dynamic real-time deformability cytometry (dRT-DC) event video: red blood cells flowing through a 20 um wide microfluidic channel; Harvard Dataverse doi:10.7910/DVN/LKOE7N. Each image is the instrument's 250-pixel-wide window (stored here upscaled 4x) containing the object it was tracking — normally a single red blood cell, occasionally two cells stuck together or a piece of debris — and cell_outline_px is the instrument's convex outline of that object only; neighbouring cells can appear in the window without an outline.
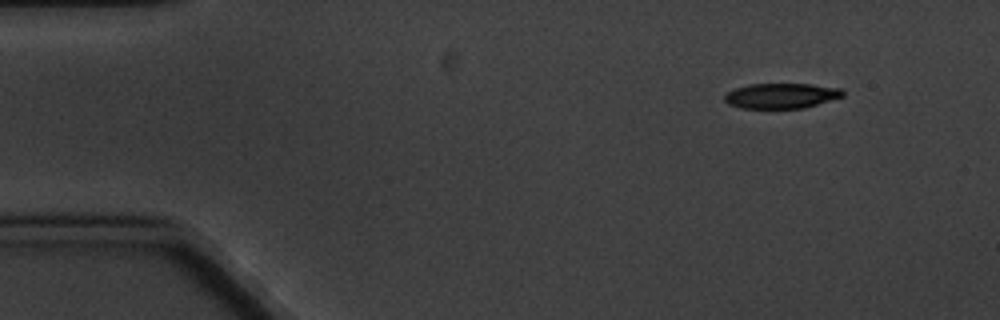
{"species": "common noctule bat (a hibernating species)", "species_latin": "Nyctalus noctula", "temperature_condition": "cold", "stored_images_in_passage": 4, "camera_frame_rate_fps": 3000, "um_per_image_px": 0.085, "animal": {"sex": "male", "body_mass_g": 20.1, "forearm_length_mm": 53.5}, "frame": {"image": 1, "passage_image": 1, "time_ms": 0.0, "image_size_px": [1000, 320], "cell_outline_px": [[844, 96], [804, 108], [740, 108], [728, 104], [724, 100], [724, 96], [728, 92], [736, 88], [748, 84], [812, 84], [844, 88]], "centroid_in_image_um": [66.44, 8.13], "position_along_channel_um": 18.6, "area_um2": 17.46}}
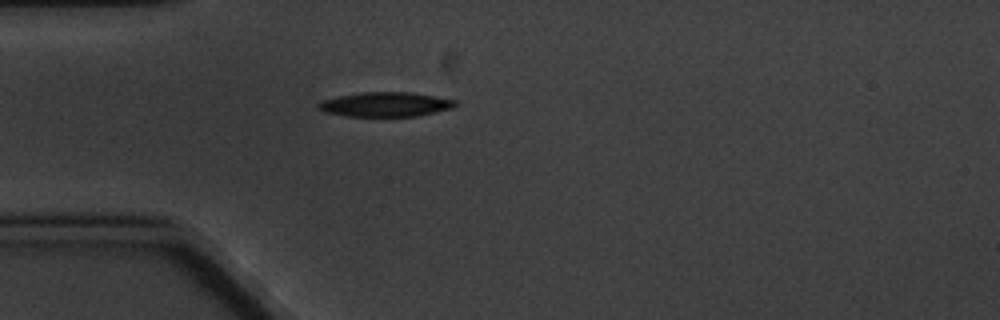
{"frame": {"image": 2, "passage_image": 3, "time_ms": 3.333, "image_size_px": [1000, 320], "cell_outline_px": [[460, 104], [452, 108], [420, 116], [348, 116], [324, 112], [316, 108], [316, 104], [324, 100], [340, 96], [360, 92], [412, 92], [456, 100]], "centroid_in_image_um": [32.79, 8.87], "position_along_channel_um": 52.2, "area_um2": 19.65}}